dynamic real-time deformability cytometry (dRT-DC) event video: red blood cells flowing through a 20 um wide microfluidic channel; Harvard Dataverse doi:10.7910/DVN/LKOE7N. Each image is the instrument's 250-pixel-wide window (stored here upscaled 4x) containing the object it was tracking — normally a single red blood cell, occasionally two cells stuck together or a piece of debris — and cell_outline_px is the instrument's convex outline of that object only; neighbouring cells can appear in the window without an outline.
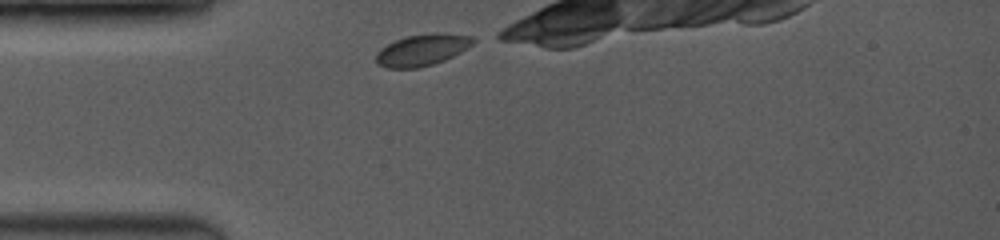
{"species": "common noctule bat (a hibernating species)", "species_latin": "Nyctalus noctula", "temperature_condition": "room temperature", "stored_images_in_passage": 6, "camera_frame_rate_fps": 3500, "um_per_image_px": 0.085, "animal": {"sex": "female", "body_mass_g": 19.0, "forearm_length_mm": 53.3}, "frame": {"image": 1, "passage_image": 1, "time_ms": 0.0, "image_size_px": [1000, 240], "cell_outline_px": [[476, 40], [472, 44], [460, 52], [444, 60], [432, 64], [416, 68], [388, 68], [376, 64], [376, 52], [380, 48], [396, 40], [408, 36], [432, 32], [444, 32], [472, 36]], "centroid_in_image_um": [35.88, 4.23], "position_along_channel_um": 49.1, "area_um2": 17.86}}
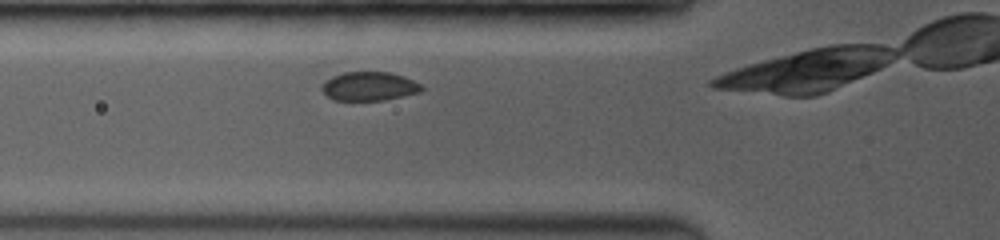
{"frame": {"image": 2, "passage_image": 3, "time_ms": 1.429, "image_size_px": [1000, 240], "cell_outline_px": [[424, 88], [420, 92], [404, 96], [384, 100], [332, 100], [320, 88], [332, 76], [344, 72], [388, 72], [404, 76], [420, 84]], "centroid_in_image_um": [31.4, 7.34], "position_along_channel_um": 94.4, "area_um2": 16.65}}